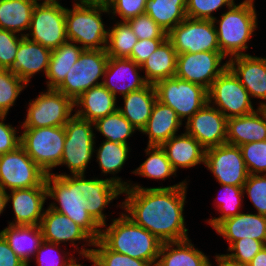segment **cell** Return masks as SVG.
I'll return each mask as SVG.
<instances>
[{
    "label": "cell",
    "mask_w": 266,
    "mask_h": 266,
    "mask_svg": "<svg viewBox=\"0 0 266 266\" xmlns=\"http://www.w3.org/2000/svg\"><path fill=\"white\" fill-rule=\"evenodd\" d=\"M99 240L109 249L155 266L162 242L148 230L135 224L126 214L114 219L101 231Z\"/></svg>",
    "instance_id": "7a4b0ae2"
},
{
    "label": "cell",
    "mask_w": 266,
    "mask_h": 266,
    "mask_svg": "<svg viewBox=\"0 0 266 266\" xmlns=\"http://www.w3.org/2000/svg\"><path fill=\"white\" fill-rule=\"evenodd\" d=\"M65 139L64 126L24 128L20 145L47 175L52 168L59 166Z\"/></svg>",
    "instance_id": "8992f818"
},
{
    "label": "cell",
    "mask_w": 266,
    "mask_h": 266,
    "mask_svg": "<svg viewBox=\"0 0 266 266\" xmlns=\"http://www.w3.org/2000/svg\"><path fill=\"white\" fill-rule=\"evenodd\" d=\"M0 234L15 254L29 265V256L34 255L44 241L40 225H10Z\"/></svg>",
    "instance_id": "83f0119b"
},
{
    "label": "cell",
    "mask_w": 266,
    "mask_h": 266,
    "mask_svg": "<svg viewBox=\"0 0 266 266\" xmlns=\"http://www.w3.org/2000/svg\"><path fill=\"white\" fill-rule=\"evenodd\" d=\"M108 60L105 49L83 50L56 90L74 101L85 91L102 84L98 80L104 76Z\"/></svg>",
    "instance_id": "ba28073f"
},
{
    "label": "cell",
    "mask_w": 266,
    "mask_h": 266,
    "mask_svg": "<svg viewBox=\"0 0 266 266\" xmlns=\"http://www.w3.org/2000/svg\"><path fill=\"white\" fill-rule=\"evenodd\" d=\"M118 196H93L85 198V204L87 206V212L93 217V219L101 226H107L103 214V209Z\"/></svg>",
    "instance_id": "f5cc1de1"
},
{
    "label": "cell",
    "mask_w": 266,
    "mask_h": 266,
    "mask_svg": "<svg viewBox=\"0 0 266 266\" xmlns=\"http://www.w3.org/2000/svg\"><path fill=\"white\" fill-rule=\"evenodd\" d=\"M186 181L167 187L144 188L132 185L124 189L122 208L137 225L148 230L162 243L188 239L183 209Z\"/></svg>",
    "instance_id": "6da1fadb"
},
{
    "label": "cell",
    "mask_w": 266,
    "mask_h": 266,
    "mask_svg": "<svg viewBox=\"0 0 266 266\" xmlns=\"http://www.w3.org/2000/svg\"><path fill=\"white\" fill-rule=\"evenodd\" d=\"M139 40L167 39V33L146 13L127 21Z\"/></svg>",
    "instance_id": "f6af8a7d"
},
{
    "label": "cell",
    "mask_w": 266,
    "mask_h": 266,
    "mask_svg": "<svg viewBox=\"0 0 266 266\" xmlns=\"http://www.w3.org/2000/svg\"><path fill=\"white\" fill-rule=\"evenodd\" d=\"M248 266H266V245L253 257Z\"/></svg>",
    "instance_id": "9f6ffc18"
},
{
    "label": "cell",
    "mask_w": 266,
    "mask_h": 266,
    "mask_svg": "<svg viewBox=\"0 0 266 266\" xmlns=\"http://www.w3.org/2000/svg\"><path fill=\"white\" fill-rule=\"evenodd\" d=\"M27 84L9 69L0 68V114L8 113Z\"/></svg>",
    "instance_id": "ab89813d"
},
{
    "label": "cell",
    "mask_w": 266,
    "mask_h": 266,
    "mask_svg": "<svg viewBox=\"0 0 266 266\" xmlns=\"http://www.w3.org/2000/svg\"><path fill=\"white\" fill-rule=\"evenodd\" d=\"M140 68H141L140 65L136 64L131 59L109 57V60L107 62V66L105 69V73L102 78L103 80L102 84L115 97L117 96V92L125 96L130 92L140 90L148 85L147 81L145 80V77L144 76L140 77L138 75L137 69H140ZM130 76H131V82L129 81V83L127 84L121 83L123 86L119 85L118 87L117 84H114L113 82H111V79L114 78V82L115 80H118V82L117 81L116 82L119 83V81L121 82V80H124L126 77L130 79Z\"/></svg>",
    "instance_id": "cb8c5ba5"
},
{
    "label": "cell",
    "mask_w": 266,
    "mask_h": 266,
    "mask_svg": "<svg viewBox=\"0 0 266 266\" xmlns=\"http://www.w3.org/2000/svg\"><path fill=\"white\" fill-rule=\"evenodd\" d=\"M46 174L20 145L0 155V187L13 189L46 186Z\"/></svg>",
    "instance_id": "4fadbf2b"
},
{
    "label": "cell",
    "mask_w": 266,
    "mask_h": 266,
    "mask_svg": "<svg viewBox=\"0 0 266 266\" xmlns=\"http://www.w3.org/2000/svg\"><path fill=\"white\" fill-rule=\"evenodd\" d=\"M215 261L218 262V266H248V264L245 263H239L236 261H233L232 259L228 258L225 254L222 255H216Z\"/></svg>",
    "instance_id": "6f0895ef"
},
{
    "label": "cell",
    "mask_w": 266,
    "mask_h": 266,
    "mask_svg": "<svg viewBox=\"0 0 266 266\" xmlns=\"http://www.w3.org/2000/svg\"><path fill=\"white\" fill-rule=\"evenodd\" d=\"M97 249H92L91 256L95 266H151L144 260L109 250L99 239L94 241Z\"/></svg>",
    "instance_id": "60d3db41"
},
{
    "label": "cell",
    "mask_w": 266,
    "mask_h": 266,
    "mask_svg": "<svg viewBox=\"0 0 266 266\" xmlns=\"http://www.w3.org/2000/svg\"><path fill=\"white\" fill-rule=\"evenodd\" d=\"M35 5L34 0H0V29L29 30Z\"/></svg>",
    "instance_id": "d6a6232c"
},
{
    "label": "cell",
    "mask_w": 266,
    "mask_h": 266,
    "mask_svg": "<svg viewBox=\"0 0 266 266\" xmlns=\"http://www.w3.org/2000/svg\"><path fill=\"white\" fill-rule=\"evenodd\" d=\"M177 53L172 43L166 39L140 66L145 70V80L155 85L161 80L176 75Z\"/></svg>",
    "instance_id": "4dcf8cb0"
},
{
    "label": "cell",
    "mask_w": 266,
    "mask_h": 266,
    "mask_svg": "<svg viewBox=\"0 0 266 266\" xmlns=\"http://www.w3.org/2000/svg\"><path fill=\"white\" fill-rule=\"evenodd\" d=\"M207 93L208 103L218 106L217 109L227 119L256 111L250 94L228 67L213 81Z\"/></svg>",
    "instance_id": "30bf717a"
},
{
    "label": "cell",
    "mask_w": 266,
    "mask_h": 266,
    "mask_svg": "<svg viewBox=\"0 0 266 266\" xmlns=\"http://www.w3.org/2000/svg\"><path fill=\"white\" fill-rule=\"evenodd\" d=\"M57 246H59V244L47 242L45 240L42 242L41 246L36 252V263L38 266H67L73 260V258H66L65 261L62 258L59 259L58 257H52V255H50L52 253L50 252L56 250L55 248H57Z\"/></svg>",
    "instance_id": "db71d44e"
},
{
    "label": "cell",
    "mask_w": 266,
    "mask_h": 266,
    "mask_svg": "<svg viewBox=\"0 0 266 266\" xmlns=\"http://www.w3.org/2000/svg\"><path fill=\"white\" fill-rule=\"evenodd\" d=\"M234 3V0H186V17L213 20L216 18L212 16L214 11L224 5L229 9Z\"/></svg>",
    "instance_id": "ee69618b"
},
{
    "label": "cell",
    "mask_w": 266,
    "mask_h": 266,
    "mask_svg": "<svg viewBox=\"0 0 266 266\" xmlns=\"http://www.w3.org/2000/svg\"><path fill=\"white\" fill-rule=\"evenodd\" d=\"M129 154L128 144L114 143L108 140L103 141L97 149V162L102 173L114 174L120 171L126 162Z\"/></svg>",
    "instance_id": "74e56055"
},
{
    "label": "cell",
    "mask_w": 266,
    "mask_h": 266,
    "mask_svg": "<svg viewBox=\"0 0 266 266\" xmlns=\"http://www.w3.org/2000/svg\"><path fill=\"white\" fill-rule=\"evenodd\" d=\"M155 266H211V263L202 251L194 248L190 239H186L162 243Z\"/></svg>",
    "instance_id": "f546056e"
},
{
    "label": "cell",
    "mask_w": 266,
    "mask_h": 266,
    "mask_svg": "<svg viewBox=\"0 0 266 266\" xmlns=\"http://www.w3.org/2000/svg\"><path fill=\"white\" fill-rule=\"evenodd\" d=\"M227 67L251 97L266 100V58L249 54L235 56L227 61Z\"/></svg>",
    "instance_id": "d6986e66"
},
{
    "label": "cell",
    "mask_w": 266,
    "mask_h": 266,
    "mask_svg": "<svg viewBox=\"0 0 266 266\" xmlns=\"http://www.w3.org/2000/svg\"><path fill=\"white\" fill-rule=\"evenodd\" d=\"M157 100L171 107L181 119L191 118L208 103L207 89L180 78L169 77L155 85Z\"/></svg>",
    "instance_id": "52a82bcc"
},
{
    "label": "cell",
    "mask_w": 266,
    "mask_h": 266,
    "mask_svg": "<svg viewBox=\"0 0 266 266\" xmlns=\"http://www.w3.org/2000/svg\"><path fill=\"white\" fill-rule=\"evenodd\" d=\"M101 12H109L106 3L74 4L73 9L66 8L68 41L82 44L84 50L106 49L108 31L104 28Z\"/></svg>",
    "instance_id": "5b68a950"
},
{
    "label": "cell",
    "mask_w": 266,
    "mask_h": 266,
    "mask_svg": "<svg viewBox=\"0 0 266 266\" xmlns=\"http://www.w3.org/2000/svg\"><path fill=\"white\" fill-rule=\"evenodd\" d=\"M47 197L53 198L59 203H51L49 208L65 214L73 222L82 227L94 240H98L101 234V226L87 212L82 195V174L67 175L55 173L45 177Z\"/></svg>",
    "instance_id": "3957f363"
},
{
    "label": "cell",
    "mask_w": 266,
    "mask_h": 266,
    "mask_svg": "<svg viewBox=\"0 0 266 266\" xmlns=\"http://www.w3.org/2000/svg\"><path fill=\"white\" fill-rule=\"evenodd\" d=\"M166 39H142L134 45L131 55L128 59L133 60L136 64L142 63L165 41Z\"/></svg>",
    "instance_id": "816d5d0a"
},
{
    "label": "cell",
    "mask_w": 266,
    "mask_h": 266,
    "mask_svg": "<svg viewBox=\"0 0 266 266\" xmlns=\"http://www.w3.org/2000/svg\"><path fill=\"white\" fill-rule=\"evenodd\" d=\"M138 38L127 22H117L108 30L106 53L111 58H129Z\"/></svg>",
    "instance_id": "e575fe53"
},
{
    "label": "cell",
    "mask_w": 266,
    "mask_h": 266,
    "mask_svg": "<svg viewBox=\"0 0 266 266\" xmlns=\"http://www.w3.org/2000/svg\"><path fill=\"white\" fill-rule=\"evenodd\" d=\"M239 147L249 174L266 172V141L247 143Z\"/></svg>",
    "instance_id": "7bdbcfd3"
},
{
    "label": "cell",
    "mask_w": 266,
    "mask_h": 266,
    "mask_svg": "<svg viewBox=\"0 0 266 266\" xmlns=\"http://www.w3.org/2000/svg\"><path fill=\"white\" fill-rule=\"evenodd\" d=\"M22 35L26 36V34L21 33V37H19V35H16L15 32L0 29L1 69H10L13 66L17 49L22 41Z\"/></svg>",
    "instance_id": "7dc6e473"
},
{
    "label": "cell",
    "mask_w": 266,
    "mask_h": 266,
    "mask_svg": "<svg viewBox=\"0 0 266 266\" xmlns=\"http://www.w3.org/2000/svg\"><path fill=\"white\" fill-rule=\"evenodd\" d=\"M243 191L247 192L258 214L266 216V173L249 174Z\"/></svg>",
    "instance_id": "bcb514c9"
},
{
    "label": "cell",
    "mask_w": 266,
    "mask_h": 266,
    "mask_svg": "<svg viewBox=\"0 0 266 266\" xmlns=\"http://www.w3.org/2000/svg\"><path fill=\"white\" fill-rule=\"evenodd\" d=\"M6 114H0V155L15 150L21 144V136H16V129L5 124Z\"/></svg>",
    "instance_id": "f907efd6"
},
{
    "label": "cell",
    "mask_w": 266,
    "mask_h": 266,
    "mask_svg": "<svg viewBox=\"0 0 266 266\" xmlns=\"http://www.w3.org/2000/svg\"><path fill=\"white\" fill-rule=\"evenodd\" d=\"M220 51L177 54L176 77L209 89L213 81L227 68Z\"/></svg>",
    "instance_id": "2e32d148"
},
{
    "label": "cell",
    "mask_w": 266,
    "mask_h": 266,
    "mask_svg": "<svg viewBox=\"0 0 266 266\" xmlns=\"http://www.w3.org/2000/svg\"><path fill=\"white\" fill-rule=\"evenodd\" d=\"M145 13L168 34L186 18V0H148Z\"/></svg>",
    "instance_id": "836d02e7"
},
{
    "label": "cell",
    "mask_w": 266,
    "mask_h": 266,
    "mask_svg": "<svg viewBox=\"0 0 266 266\" xmlns=\"http://www.w3.org/2000/svg\"><path fill=\"white\" fill-rule=\"evenodd\" d=\"M186 133L206 150L227 143V118L207 103L186 122Z\"/></svg>",
    "instance_id": "e0dca14e"
},
{
    "label": "cell",
    "mask_w": 266,
    "mask_h": 266,
    "mask_svg": "<svg viewBox=\"0 0 266 266\" xmlns=\"http://www.w3.org/2000/svg\"><path fill=\"white\" fill-rule=\"evenodd\" d=\"M94 122L75 115L64 125L65 145L59 165H67L72 175L84 174L94 152Z\"/></svg>",
    "instance_id": "9c48e42d"
},
{
    "label": "cell",
    "mask_w": 266,
    "mask_h": 266,
    "mask_svg": "<svg viewBox=\"0 0 266 266\" xmlns=\"http://www.w3.org/2000/svg\"><path fill=\"white\" fill-rule=\"evenodd\" d=\"M35 2H36V4H38V0H34ZM42 4H60L59 2H58V0H44L43 2H42Z\"/></svg>",
    "instance_id": "6125c7cd"
},
{
    "label": "cell",
    "mask_w": 266,
    "mask_h": 266,
    "mask_svg": "<svg viewBox=\"0 0 266 266\" xmlns=\"http://www.w3.org/2000/svg\"><path fill=\"white\" fill-rule=\"evenodd\" d=\"M227 194L222 197L216 205L221 213V216L208 220V223L215 228L223 220L236 216L240 213L241 201L243 198V187L231 186V185H221ZM222 200V201H221Z\"/></svg>",
    "instance_id": "b9f144b4"
},
{
    "label": "cell",
    "mask_w": 266,
    "mask_h": 266,
    "mask_svg": "<svg viewBox=\"0 0 266 266\" xmlns=\"http://www.w3.org/2000/svg\"><path fill=\"white\" fill-rule=\"evenodd\" d=\"M7 203V192L0 187V214L3 212Z\"/></svg>",
    "instance_id": "91938a15"
},
{
    "label": "cell",
    "mask_w": 266,
    "mask_h": 266,
    "mask_svg": "<svg viewBox=\"0 0 266 266\" xmlns=\"http://www.w3.org/2000/svg\"><path fill=\"white\" fill-rule=\"evenodd\" d=\"M181 125L182 121L176 112L171 107L156 100L151 116L141 132L148 134V145L161 146L176 135Z\"/></svg>",
    "instance_id": "4316f807"
},
{
    "label": "cell",
    "mask_w": 266,
    "mask_h": 266,
    "mask_svg": "<svg viewBox=\"0 0 266 266\" xmlns=\"http://www.w3.org/2000/svg\"><path fill=\"white\" fill-rule=\"evenodd\" d=\"M254 0H244L239 5L235 3L221 15L219 27L215 26L220 52L230 58L245 55L242 50L248 48L247 41L257 27V14Z\"/></svg>",
    "instance_id": "277c9868"
},
{
    "label": "cell",
    "mask_w": 266,
    "mask_h": 266,
    "mask_svg": "<svg viewBox=\"0 0 266 266\" xmlns=\"http://www.w3.org/2000/svg\"><path fill=\"white\" fill-rule=\"evenodd\" d=\"M40 228L43 238L47 242L60 244L70 241L71 246H75L74 241H88V246L94 245V239L78 224L69 217L60 212L54 211L48 207L42 217Z\"/></svg>",
    "instance_id": "ffe728a7"
},
{
    "label": "cell",
    "mask_w": 266,
    "mask_h": 266,
    "mask_svg": "<svg viewBox=\"0 0 266 266\" xmlns=\"http://www.w3.org/2000/svg\"><path fill=\"white\" fill-rule=\"evenodd\" d=\"M80 3L76 2L74 4H104L107 0H79Z\"/></svg>",
    "instance_id": "94428289"
},
{
    "label": "cell",
    "mask_w": 266,
    "mask_h": 266,
    "mask_svg": "<svg viewBox=\"0 0 266 266\" xmlns=\"http://www.w3.org/2000/svg\"><path fill=\"white\" fill-rule=\"evenodd\" d=\"M216 22V18L204 20L186 17L167 34V39L172 43L177 54L220 51L215 29Z\"/></svg>",
    "instance_id": "7c38bea8"
},
{
    "label": "cell",
    "mask_w": 266,
    "mask_h": 266,
    "mask_svg": "<svg viewBox=\"0 0 266 266\" xmlns=\"http://www.w3.org/2000/svg\"><path fill=\"white\" fill-rule=\"evenodd\" d=\"M124 108L117 110L139 131L147 124L151 116L152 109L157 100L154 85L148 84L146 87L128 93L123 96Z\"/></svg>",
    "instance_id": "f1b7e54d"
},
{
    "label": "cell",
    "mask_w": 266,
    "mask_h": 266,
    "mask_svg": "<svg viewBox=\"0 0 266 266\" xmlns=\"http://www.w3.org/2000/svg\"><path fill=\"white\" fill-rule=\"evenodd\" d=\"M205 165L221 185L243 187L249 175L240 147L229 143L207 149Z\"/></svg>",
    "instance_id": "9a60e30c"
},
{
    "label": "cell",
    "mask_w": 266,
    "mask_h": 266,
    "mask_svg": "<svg viewBox=\"0 0 266 266\" xmlns=\"http://www.w3.org/2000/svg\"><path fill=\"white\" fill-rule=\"evenodd\" d=\"M82 174V195L84 198L93 196H119L123 190L128 188L127 182L121 178L111 177L110 179H85Z\"/></svg>",
    "instance_id": "f35d334b"
},
{
    "label": "cell",
    "mask_w": 266,
    "mask_h": 266,
    "mask_svg": "<svg viewBox=\"0 0 266 266\" xmlns=\"http://www.w3.org/2000/svg\"><path fill=\"white\" fill-rule=\"evenodd\" d=\"M84 49L74 42L66 41L52 50L47 71V88L56 89L65 79L69 69L78 60Z\"/></svg>",
    "instance_id": "1f68e13d"
},
{
    "label": "cell",
    "mask_w": 266,
    "mask_h": 266,
    "mask_svg": "<svg viewBox=\"0 0 266 266\" xmlns=\"http://www.w3.org/2000/svg\"><path fill=\"white\" fill-rule=\"evenodd\" d=\"M79 253H80L79 255H82L86 259H89V261L93 262V266H95L94 260L91 256L92 249H85L83 247ZM67 266H83V265H81L79 263L77 264L76 259H73Z\"/></svg>",
    "instance_id": "680465c9"
},
{
    "label": "cell",
    "mask_w": 266,
    "mask_h": 266,
    "mask_svg": "<svg viewBox=\"0 0 266 266\" xmlns=\"http://www.w3.org/2000/svg\"><path fill=\"white\" fill-rule=\"evenodd\" d=\"M260 141H266L265 107H258L253 113L244 116L227 119V143L241 146Z\"/></svg>",
    "instance_id": "603a6c76"
},
{
    "label": "cell",
    "mask_w": 266,
    "mask_h": 266,
    "mask_svg": "<svg viewBox=\"0 0 266 266\" xmlns=\"http://www.w3.org/2000/svg\"><path fill=\"white\" fill-rule=\"evenodd\" d=\"M95 130L114 143L128 144L127 138L137 130L118 110L94 122Z\"/></svg>",
    "instance_id": "8d00e7d4"
},
{
    "label": "cell",
    "mask_w": 266,
    "mask_h": 266,
    "mask_svg": "<svg viewBox=\"0 0 266 266\" xmlns=\"http://www.w3.org/2000/svg\"><path fill=\"white\" fill-rule=\"evenodd\" d=\"M116 97L103 85H97L82 93L74 100V106H80L75 116L95 122L117 111ZM82 105V106H81Z\"/></svg>",
    "instance_id": "484cf974"
},
{
    "label": "cell",
    "mask_w": 266,
    "mask_h": 266,
    "mask_svg": "<svg viewBox=\"0 0 266 266\" xmlns=\"http://www.w3.org/2000/svg\"><path fill=\"white\" fill-rule=\"evenodd\" d=\"M259 107H265V111H266V103H261L260 102V106Z\"/></svg>",
    "instance_id": "be15d7a7"
},
{
    "label": "cell",
    "mask_w": 266,
    "mask_h": 266,
    "mask_svg": "<svg viewBox=\"0 0 266 266\" xmlns=\"http://www.w3.org/2000/svg\"><path fill=\"white\" fill-rule=\"evenodd\" d=\"M145 151L150 156L132 173L160 180H165L173 174L176 175V171L161 146L148 145Z\"/></svg>",
    "instance_id": "d590c367"
},
{
    "label": "cell",
    "mask_w": 266,
    "mask_h": 266,
    "mask_svg": "<svg viewBox=\"0 0 266 266\" xmlns=\"http://www.w3.org/2000/svg\"><path fill=\"white\" fill-rule=\"evenodd\" d=\"M74 101L56 89H47L34 101L30 100L22 128L64 126L72 117Z\"/></svg>",
    "instance_id": "8fae6325"
},
{
    "label": "cell",
    "mask_w": 266,
    "mask_h": 266,
    "mask_svg": "<svg viewBox=\"0 0 266 266\" xmlns=\"http://www.w3.org/2000/svg\"><path fill=\"white\" fill-rule=\"evenodd\" d=\"M0 266H27L9 247L8 242L0 234Z\"/></svg>",
    "instance_id": "11a10c76"
},
{
    "label": "cell",
    "mask_w": 266,
    "mask_h": 266,
    "mask_svg": "<svg viewBox=\"0 0 266 266\" xmlns=\"http://www.w3.org/2000/svg\"><path fill=\"white\" fill-rule=\"evenodd\" d=\"M11 199L15 220L10 225H40L47 199L46 186L13 189L11 194L7 193V202Z\"/></svg>",
    "instance_id": "ac0fdd59"
},
{
    "label": "cell",
    "mask_w": 266,
    "mask_h": 266,
    "mask_svg": "<svg viewBox=\"0 0 266 266\" xmlns=\"http://www.w3.org/2000/svg\"><path fill=\"white\" fill-rule=\"evenodd\" d=\"M161 147L166 152L167 158L175 171L178 167L190 168L199 163L205 164L206 149L186 132L179 136L174 135L164 142Z\"/></svg>",
    "instance_id": "d4e9b609"
},
{
    "label": "cell",
    "mask_w": 266,
    "mask_h": 266,
    "mask_svg": "<svg viewBox=\"0 0 266 266\" xmlns=\"http://www.w3.org/2000/svg\"><path fill=\"white\" fill-rule=\"evenodd\" d=\"M224 236L230 246L242 238H252L266 245V216L251 213H239L220 222L215 228Z\"/></svg>",
    "instance_id": "7402d4cb"
},
{
    "label": "cell",
    "mask_w": 266,
    "mask_h": 266,
    "mask_svg": "<svg viewBox=\"0 0 266 266\" xmlns=\"http://www.w3.org/2000/svg\"><path fill=\"white\" fill-rule=\"evenodd\" d=\"M65 14L66 8L60 4H36L29 28L30 34H26V37L51 50L58 48L68 41Z\"/></svg>",
    "instance_id": "5bb4252c"
},
{
    "label": "cell",
    "mask_w": 266,
    "mask_h": 266,
    "mask_svg": "<svg viewBox=\"0 0 266 266\" xmlns=\"http://www.w3.org/2000/svg\"><path fill=\"white\" fill-rule=\"evenodd\" d=\"M52 50L22 35L13 66L9 69L26 84L43 69L47 75Z\"/></svg>",
    "instance_id": "44dd1931"
},
{
    "label": "cell",
    "mask_w": 266,
    "mask_h": 266,
    "mask_svg": "<svg viewBox=\"0 0 266 266\" xmlns=\"http://www.w3.org/2000/svg\"><path fill=\"white\" fill-rule=\"evenodd\" d=\"M264 246L262 241L248 237L242 238L228 247V251L232 252L226 256L233 261L248 264Z\"/></svg>",
    "instance_id": "c3c4849f"
},
{
    "label": "cell",
    "mask_w": 266,
    "mask_h": 266,
    "mask_svg": "<svg viewBox=\"0 0 266 266\" xmlns=\"http://www.w3.org/2000/svg\"><path fill=\"white\" fill-rule=\"evenodd\" d=\"M148 0H107L109 11L118 14L123 22L145 13ZM112 10H111V9Z\"/></svg>",
    "instance_id": "681fc988"
}]
</instances>
